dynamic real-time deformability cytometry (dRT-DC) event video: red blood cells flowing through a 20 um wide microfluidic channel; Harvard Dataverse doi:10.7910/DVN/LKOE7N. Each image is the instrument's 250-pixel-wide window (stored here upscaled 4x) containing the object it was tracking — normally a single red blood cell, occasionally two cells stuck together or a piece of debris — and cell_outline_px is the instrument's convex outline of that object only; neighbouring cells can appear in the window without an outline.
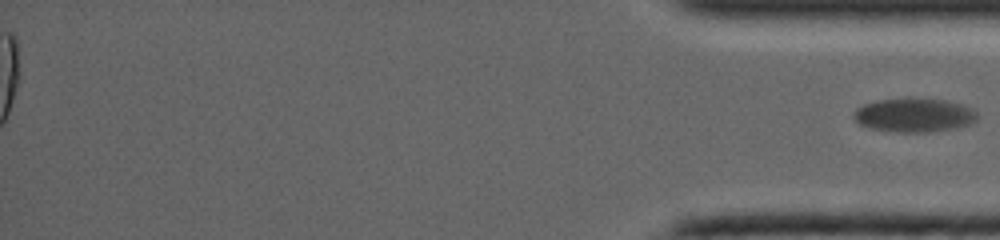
{"species": "common noctule bat (a hibernating species)", "species_latin": "Nyctalus noctula", "temperature_condition": "warm", "stored_images_in_passage": 29, "segment_of_instrument_passage": [2, 2], "camera_frame_rate_fps": 5000, "um_per_image_px": 0.085, "animal": {"sex": "female", "body_mass_g": 19.0, "forearm_length_mm": 53.3}, "frame": {"image": 1, "passage_image": 29, "time_ms": 5.6, "image_size_px": [1000, 240], "cell_outline_px": [[976, 120], [968, 124], [956, 128], [928, 132], [900, 132], [872, 128], [860, 124], [852, 116], [856, 108], [864, 104], [880, 100], [908, 96], [948, 100], [972, 108], [976, 112]], "centroid_in_image_um": [77.7, 9.75], "position_along_channel_um": 357.5, "area_um2": 24.62}}